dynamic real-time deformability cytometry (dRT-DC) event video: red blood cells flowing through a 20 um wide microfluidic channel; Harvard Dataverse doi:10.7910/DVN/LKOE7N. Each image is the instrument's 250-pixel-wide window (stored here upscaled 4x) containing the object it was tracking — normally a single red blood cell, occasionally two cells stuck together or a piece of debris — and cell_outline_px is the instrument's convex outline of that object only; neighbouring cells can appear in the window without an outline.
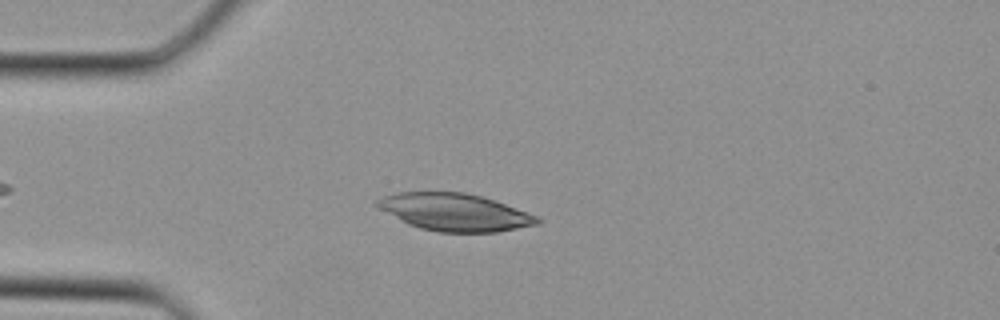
{"species": "Egyptian fruit bat (a non-hibernating species)", "species_latin": "Rousettus aegyptiacus", "temperature_condition": "cold", "stored_images_in_passage": 18, "camera_frame_rate_fps": 3000, "um_per_image_px": 0.085, "animal": {"sex": "female"}, "frame": {"image": 1, "passage_image": 3, "time_ms": 0.667, "image_size_px": [1000, 320], "cell_outline_px": [[544, 220], [540, 224], [496, 232], [440, 232], [420, 228], [408, 224], [372, 204], [376, 200], [384, 196], [396, 192], [464, 192], [480, 196], [540, 216]], "centroid_in_image_um": [38.67, 18.04], "position_along_channel_um": 46.3, "area_um2": 34.8}}
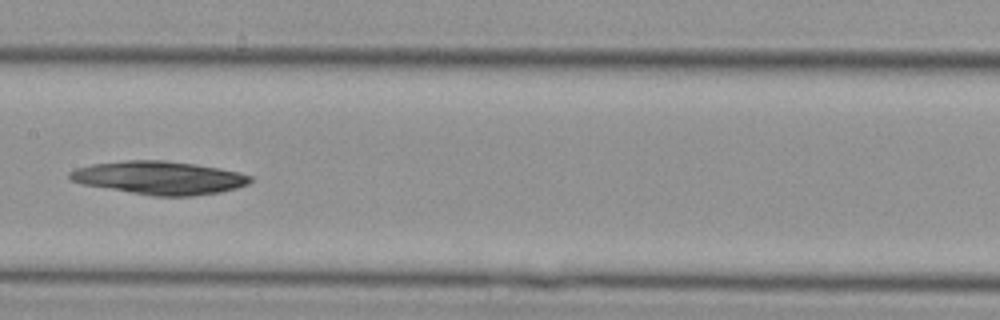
{"frame": {"image": 2, "passage_image": 12, "time_ms": 3.667, "image_size_px": [1000, 320], "cell_outline_px": [[252, 180], [248, 184], [236, 188], [220, 192], [192, 196], [152, 196], [80, 184], [72, 180], [68, 176], [68, 172], [76, 168], [92, 164], [128, 160], [164, 160], [196, 164], [220, 168], [240, 172], [252, 176]], "centroid_in_image_um": [13.54, 15.11], "position_along_channel_um": 193.9, "area_um2": 35.08}}
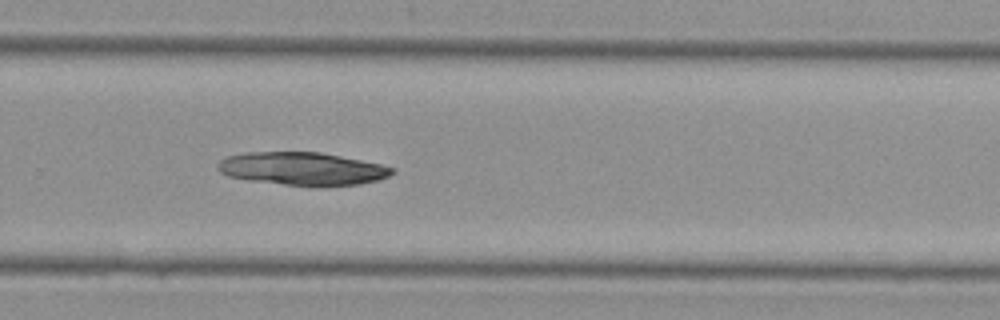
{"frame": {"image": 3, "passage_image": 18, "time_ms": 5.667, "image_size_px": [1000, 320], "cell_outline_px": [[396, 172], [380, 180], [360, 184], [284, 184], [248, 180], [228, 176], [220, 172], [216, 168], [216, 164], [224, 156], [244, 152], [320, 152], [380, 164], [396, 168]], "centroid_in_image_um": [25.65, 14.31], "position_along_channel_um": 304.2, "area_um2": 33.06}}